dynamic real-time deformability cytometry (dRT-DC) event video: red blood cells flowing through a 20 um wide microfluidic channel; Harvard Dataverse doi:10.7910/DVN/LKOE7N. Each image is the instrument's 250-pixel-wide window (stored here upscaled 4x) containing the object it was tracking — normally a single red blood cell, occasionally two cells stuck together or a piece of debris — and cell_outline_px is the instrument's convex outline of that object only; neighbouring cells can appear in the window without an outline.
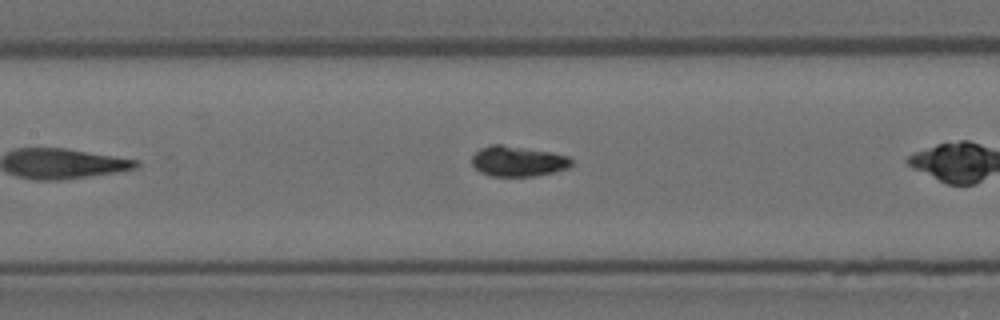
{"species": "Egyptian fruit bat (a non-hibernating species)", "species_latin": "Rousettus aegyptiacus", "temperature_condition": "room temperature", "stored_images_in_passage": 26, "camera_frame_rate_fps": 3000, "um_per_image_px": 0.085, "animal": {"sex": "female"}, "frame": {"image": 1, "passage_image": 12, "time_ms": 3.667, "image_size_px": [1000, 320], "cell_outline_px": [[572, 164], [568, 168], [536, 176], [492, 176], [480, 172], [472, 164], [472, 156], [480, 148], [492, 144], [500, 144], [552, 152], [568, 156], [572, 160]], "centroid_in_image_um": [44.02, 13.7], "position_along_channel_um": 163.4, "area_um2": 17.57}}